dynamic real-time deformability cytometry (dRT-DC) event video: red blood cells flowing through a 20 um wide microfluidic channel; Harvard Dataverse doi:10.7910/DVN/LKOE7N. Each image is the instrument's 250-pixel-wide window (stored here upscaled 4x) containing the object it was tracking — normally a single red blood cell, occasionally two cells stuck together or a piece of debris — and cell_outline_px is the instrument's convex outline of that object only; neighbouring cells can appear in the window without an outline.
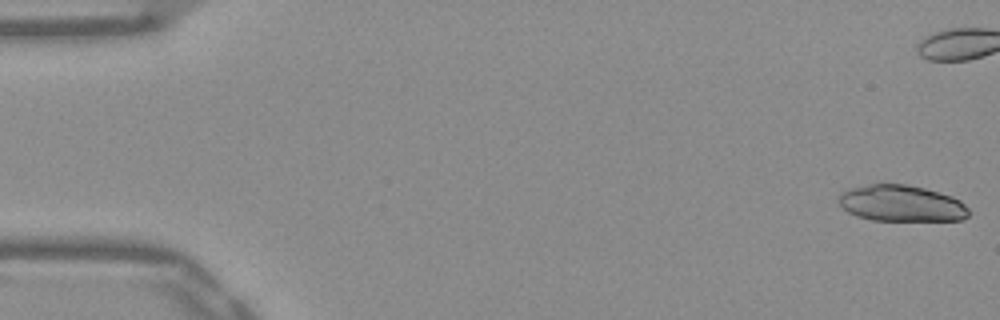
{"species": "Egyptian fruit bat (a non-hibernating species)", "species_latin": "Rousettus aegyptiacus", "temperature_condition": "warm", "stored_images_in_passage": 53, "camera_frame_rate_fps": 3000, "um_per_image_px": 0.085, "frame": {"image": 1, "passage_image": 1, "time_ms": 0.0, "image_size_px": [1000, 320], "cell_outline_px": [[968, 216], [960, 220], [872, 220], [856, 216], [848, 212], [840, 204], [840, 196], [844, 192], [852, 188], [872, 184], [904, 184], [924, 188], [952, 196], [960, 200], [968, 208]], "centroid_in_image_um": [76.65, 17.29], "position_along_channel_um": 8.4, "area_um2": 27.11}}
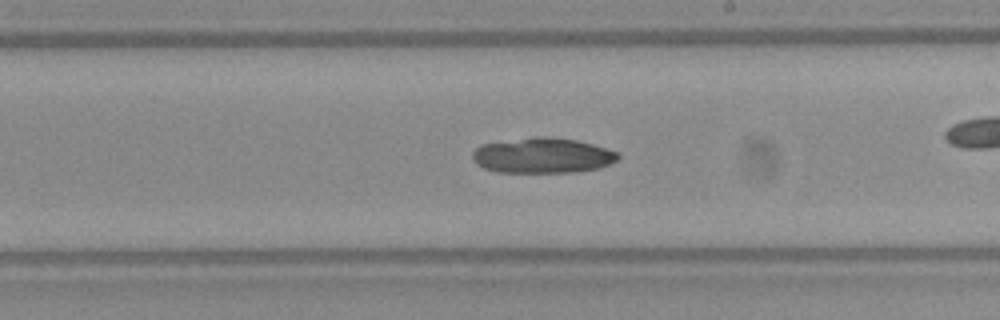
{"frame": {"image": 2, "passage_image": 30, "time_ms": 9.667, "image_size_px": [1000, 320], "cell_outline_px": [[620, 156], [616, 160], [600, 168], [572, 172], [496, 172], [484, 168], [476, 164], [472, 156], [472, 152], [480, 144], [532, 136], [544, 136], [576, 140], [592, 144], [616, 152]], "centroid_in_image_um": [46.06, 13.21], "position_along_channel_um": 242.9, "area_um2": 29.94}}
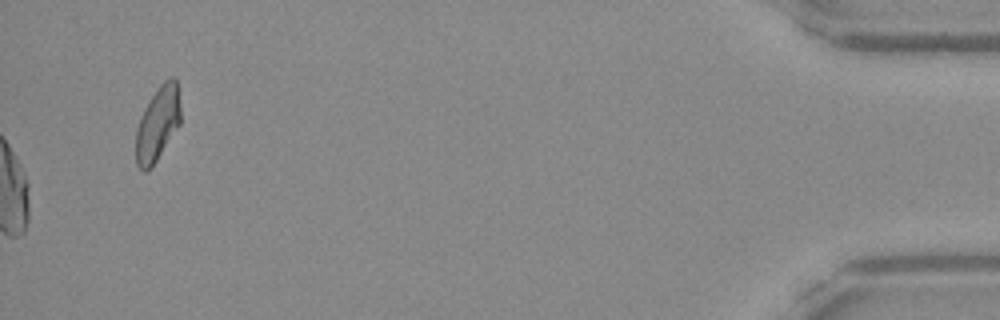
{"frame": {"image": 3, "passage_image": 53, "time_ms": 17.333, "image_size_px": [1000, 320], "cell_outline_px": [[180, 124], [152, 168], [144, 172], [136, 164], [136, 128], [140, 116], [144, 108], [160, 84], [168, 76], [172, 76], [176, 80], [180, 104]], "centroid_in_image_um": [13.4, 10.53], "position_along_channel_um": 421.8, "area_um2": 19.48}}